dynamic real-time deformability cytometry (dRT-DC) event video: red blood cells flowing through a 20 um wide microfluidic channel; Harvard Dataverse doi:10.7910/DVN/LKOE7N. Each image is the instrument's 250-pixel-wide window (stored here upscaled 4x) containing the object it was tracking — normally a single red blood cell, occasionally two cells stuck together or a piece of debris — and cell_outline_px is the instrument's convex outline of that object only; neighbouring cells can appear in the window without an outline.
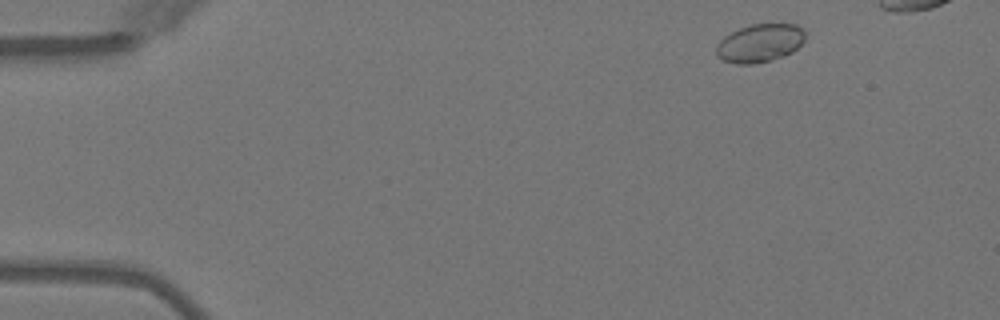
{"species": "Egyptian fruit bat (a non-hibernating species)", "species_latin": "Rousettus aegyptiacus", "temperature_condition": "warm", "stored_images_in_passage": 6, "camera_frame_rate_fps": 3000, "um_per_image_px": 0.085, "animal": {"sex": "female"}, "frame": {"image": 1, "passage_image": 1, "time_ms": 0.0, "image_size_px": [1000, 320], "cell_outline_px": [[804, 40], [792, 52], [784, 56], [772, 60], [752, 64], [736, 64], [724, 60], [716, 56], [716, 44], [724, 36], [740, 28], [752, 24], [796, 24], [804, 28]], "centroid_in_image_um": [64.57, 3.66], "position_along_channel_um": 20.4, "area_um2": 19.83}}
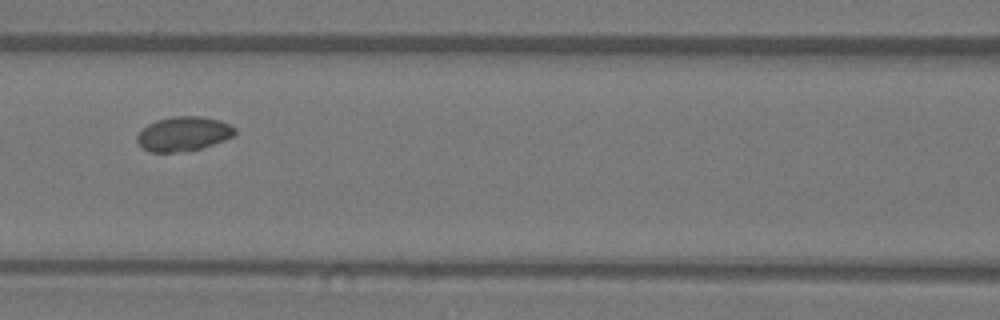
{"frame": {"image": 2, "passage_image": 6, "time_ms": 5.667, "image_size_px": [1000, 320], "cell_outline_px": [[236, 132], [232, 136], [224, 140], [200, 148], [172, 152], [148, 152], [136, 140], [136, 136], [148, 124], [156, 120], [172, 116], [200, 116], [220, 120], [236, 128]], "centroid_in_image_um": [15.58, 11.36], "position_along_channel_um": 151.0, "area_um2": 19.36}}